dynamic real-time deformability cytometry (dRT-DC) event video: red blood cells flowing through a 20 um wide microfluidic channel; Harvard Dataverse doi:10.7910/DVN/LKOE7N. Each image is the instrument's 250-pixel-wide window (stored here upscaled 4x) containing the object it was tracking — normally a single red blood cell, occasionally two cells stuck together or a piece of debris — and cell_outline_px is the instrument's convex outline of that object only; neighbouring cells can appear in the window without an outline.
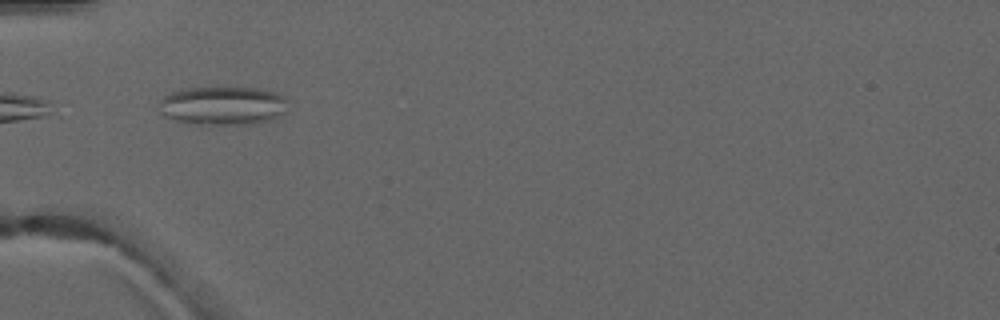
{"species": "common noctule bat (a hibernating species)", "species_latin": "Nyctalus noctula", "temperature_condition": "warm", "stored_images_in_passage": 5, "camera_frame_rate_fps": 3000, "um_per_image_px": 0.085, "animal": {"sex": "male", "forearm_length_mm": 52.5}, "frame": {"image": 1, "passage_image": 5, "time_ms": 5.0, "image_size_px": [1000, 320], "cell_outline_px": [[288, 112], [272, 120], [252, 124], [196, 124], [176, 120], [164, 116], [160, 112], [160, 100], [164, 96], [172, 92], [188, 88], [260, 88], [284, 96], [288, 100]], "centroid_in_image_um": [19.0, 8.99], "position_along_channel_um": 66.0, "area_um2": 29.13}}